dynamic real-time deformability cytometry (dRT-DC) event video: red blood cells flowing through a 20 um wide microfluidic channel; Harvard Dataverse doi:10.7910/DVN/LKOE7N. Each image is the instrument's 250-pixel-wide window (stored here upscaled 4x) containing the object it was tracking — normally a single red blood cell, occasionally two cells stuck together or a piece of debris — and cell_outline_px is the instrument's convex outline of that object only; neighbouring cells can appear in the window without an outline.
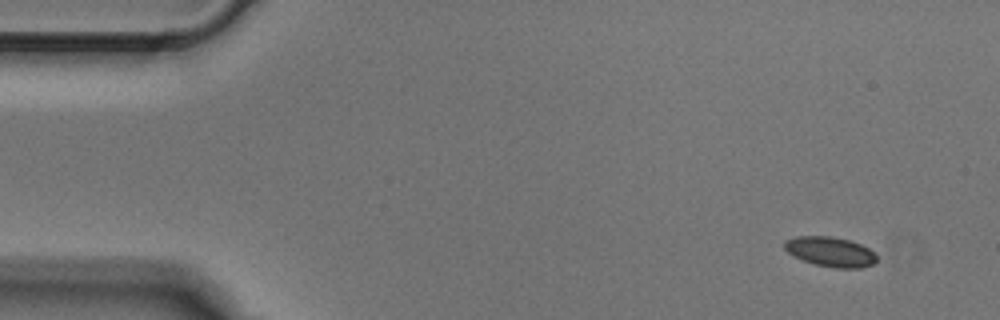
{"species": "Egyptian fruit bat (a non-hibernating species)", "species_latin": "Rousettus aegyptiacus", "temperature_condition": "cold", "stored_images_in_passage": 3, "camera_frame_rate_fps": 3000, "um_per_image_px": 0.085, "animal": {"sex": "male"}, "frame": {"image": 1, "passage_image": 1, "time_ms": 0.0, "image_size_px": [1000, 320], "cell_outline_px": [[876, 260], [872, 264], [860, 268], [836, 268], [816, 264], [804, 260], [788, 252], [784, 248], [784, 240], [796, 236], [832, 236], [848, 240], [860, 244], [868, 248], [876, 256]], "centroid_in_image_um": [70.56, 21.38], "position_along_channel_um": 14.4, "area_um2": 15.78}}